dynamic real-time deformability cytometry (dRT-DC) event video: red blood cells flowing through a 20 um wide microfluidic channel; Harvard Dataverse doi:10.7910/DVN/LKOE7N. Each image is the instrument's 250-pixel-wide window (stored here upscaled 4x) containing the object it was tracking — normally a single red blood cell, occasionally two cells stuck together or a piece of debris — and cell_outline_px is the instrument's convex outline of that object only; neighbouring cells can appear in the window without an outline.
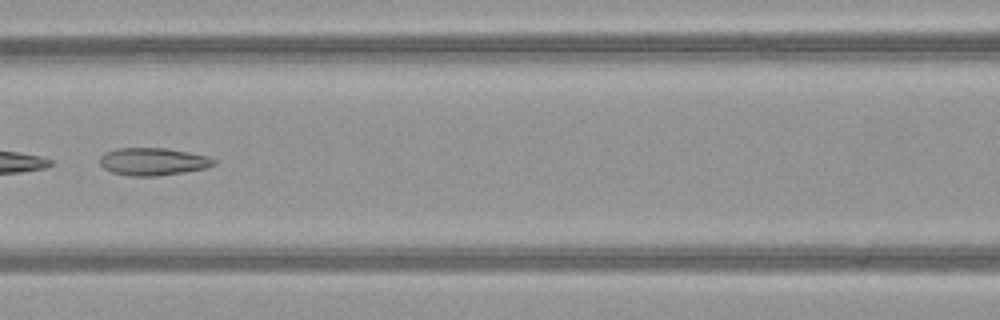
{"species": "common noctule bat (a hibernating species)", "species_latin": "Nyctalus noctula", "temperature_condition": "warm", "stored_images_in_passage": 5, "camera_frame_rate_fps": 3000, "um_per_image_px": 0.085, "animal": {"sex": "female", "body_mass_g": 21.9}, "frame": {"image": 1, "passage_image": 5, "time_ms": 1.333, "image_size_px": [1000, 320], "cell_outline_px": [[216, 164], [208, 168], [184, 172], [156, 176], [128, 176], [112, 172], [104, 168], [100, 164], [100, 156], [104, 152], [116, 148], [168, 148], [208, 156], [216, 160]], "centroid_in_image_um": [13.01, 13.73], "position_along_channel_um": 153.6, "area_um2": 18.5}}